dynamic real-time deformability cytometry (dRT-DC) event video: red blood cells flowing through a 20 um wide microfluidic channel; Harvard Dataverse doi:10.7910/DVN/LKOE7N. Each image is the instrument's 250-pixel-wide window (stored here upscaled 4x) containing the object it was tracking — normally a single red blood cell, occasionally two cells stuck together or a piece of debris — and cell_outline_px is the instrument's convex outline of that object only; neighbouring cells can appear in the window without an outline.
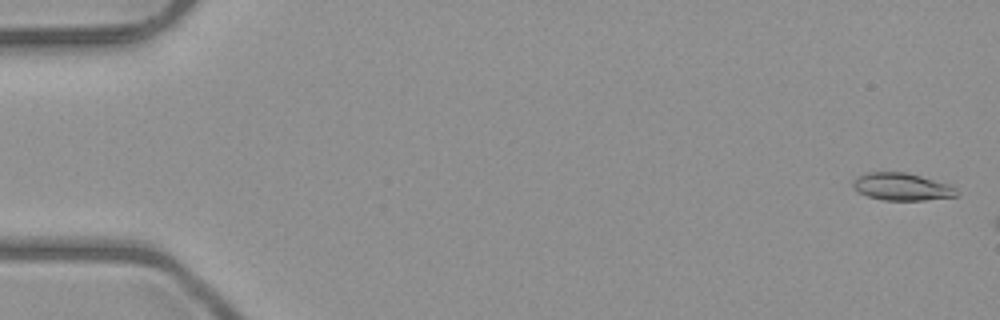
{"species": "common noctule bat (a hibernating species)", "species_latin": "Nyctalus noctula", "temperature_condition": "room temperature", "stored_images_in_passage": 3, "camera_frame_rate_fps": 3000, "um_per_image_px": 0.085, "animal": {"sex": "male", "body_mass_g": 23.1, "forearm_length_mm": 52.7}, "frame": {"image": 1, "passage_image": 1, "time_ms": 0.0, "image_size_px": [1000, 320], "cell_outline_px": [[956, 196], [924, 200], [884, 200], [868, 196], [860, 192], [852, 184], [852, 180], [856, 176], [868, 172], [908, 172], [956, 188]], "centroid_in_image_um": [76.59, 15.86], "position_along_channel_um": 8.4, "area_um2": 16.18}}